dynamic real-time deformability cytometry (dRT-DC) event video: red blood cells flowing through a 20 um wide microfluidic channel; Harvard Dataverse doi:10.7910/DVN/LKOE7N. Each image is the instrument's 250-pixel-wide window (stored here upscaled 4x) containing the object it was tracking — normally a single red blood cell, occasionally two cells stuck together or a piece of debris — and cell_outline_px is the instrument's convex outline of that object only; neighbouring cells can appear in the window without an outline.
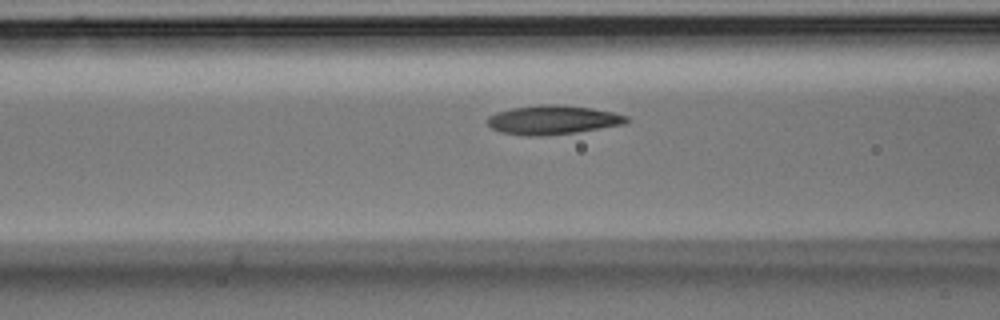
{"species": "Egyptian fruit bat (a non-hibernating species)", "species_latin": "Rousettus aegyptiacus", "temperature_condition": "room temperature", "stored_images_in_passage": 17, "camera_frame_rate_fps": 3000, "um_per_image_px": 0.085, "animal": {"sex": "male"}, "frame": {"image": 1, "passage_image": 12, "time_ms": 3.667, "image_size_px": [1000, 320], "cell_outline_px": [[632, 120], [624, 124], [576, 132], [540, 136], [528, 136], [500, 132], [492, 128], [484, 120], [488, 116], [496, 112], [512, 108], [536, 104], [556, 104], [592, 108], [612, 112], [628, 116]], "centroid_in_image_um": [46.96, 10.18], "position_along_channel_um": 119.6, "area_um2": 23.7}}
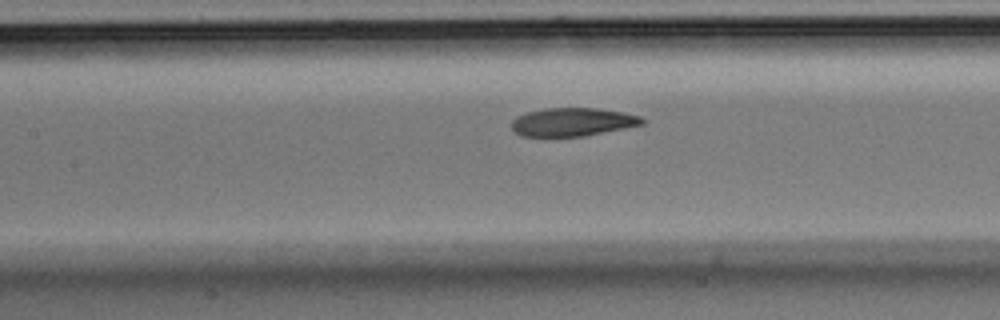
{"frame": {"image": 2, "passage_image": 15, "time_ms": 4.667, "image_size_px": [1000, 320], "cell_outline_px": [[644, 124], [584, 136], [520, 136], [512, 128], [512, 120], [516, 116], [528, 112], [544, 108], [596, 108], [620, 112], [640, 116], [644, 120]], "centroid_in_image_um": [48.64, 10.37], "position_along_channel_um": 158.8, "area_um2": 21.33}}